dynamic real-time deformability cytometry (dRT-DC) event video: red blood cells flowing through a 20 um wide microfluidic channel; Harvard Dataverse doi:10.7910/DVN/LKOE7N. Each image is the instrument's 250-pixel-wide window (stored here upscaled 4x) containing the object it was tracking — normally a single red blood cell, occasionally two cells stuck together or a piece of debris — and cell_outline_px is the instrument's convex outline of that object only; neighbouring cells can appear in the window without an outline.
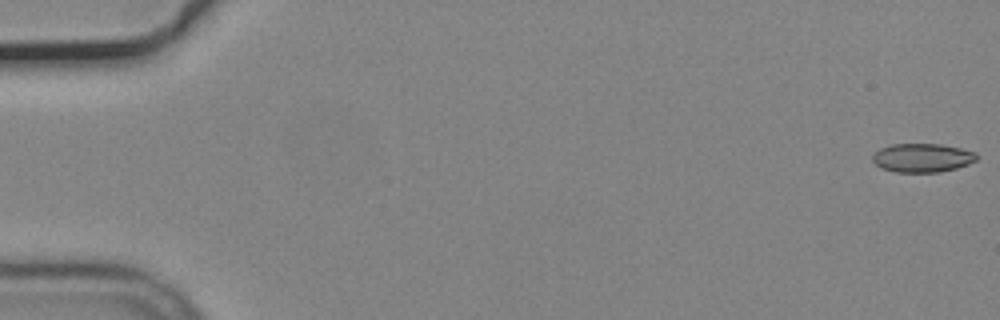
{"species": "common noctule bat (a hibernating species)", "species_latin": "Nyctalus noctula", "temperature_condition": "cold", "stored_images_in_passage": 56, "camera_frame_rate_fps": 3000, "um_per_image_px": 0.085, "animal": {"sex": "male", "body_mass_g": 19.2, "forearm_length_mm": 51.8}, "frame": {"image": 1, "passage_image": 1, "time_ms": 0.0, "image_size_px": [1000, 320], "cell_outline_px": [[976, 160], [968, 164], [956, 168], [940, 172], [896, 172], [880, 168], [872, 160], [872, 156], [880, 148], [892, 144], [940, 144], [960, 148], [976, 152]], "centroid_in_image_um": [78.38, 13.41], "position_along_channel_um": 6.6, "area_um2": 17.4}}
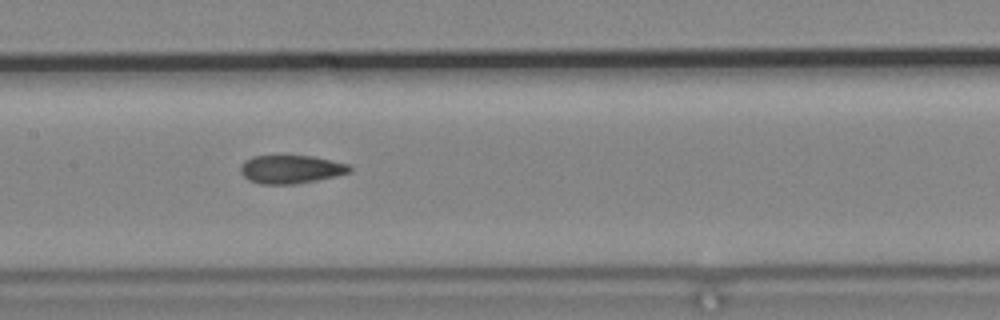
{"frame": {"image": 2, "passage_image": 28, "time_ms": 9.0, "image_size_px": [1000, 320], "cell_outline_px": [[352, 172], [336, 176], [292, 184], [260, 184], [248, 180], [240, 172], [240, 164], [244, 160], [252, 156], [312, 156], [332, 160], [348, 164], [352, 168]], "centroid_in_image_um": [24.71, 14.38], "position_along_channel_um": 182.7, "area_um2": 18.03}}
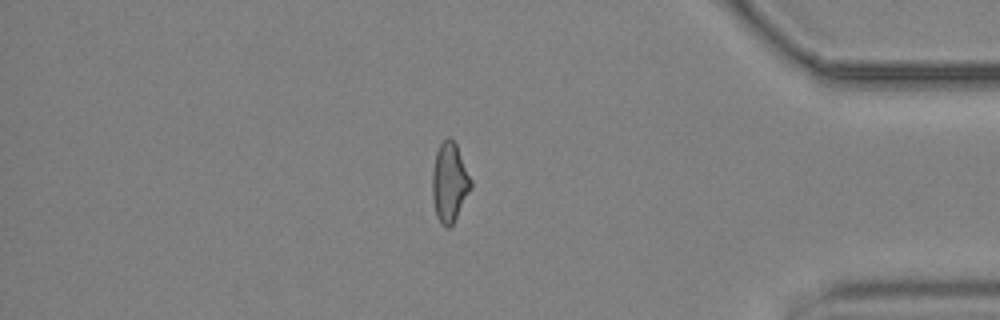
{"frame": {"image": 3, "passage_image": 48, "time_ms": 15.667, "image_size_px": [1000, 320], "cell_outline_px": [[472, 188], [452, 224], [448, 228], [444, 228], [440, 224], [436, 216], [432, 196], [432, 172], [436, 152], [440, 144], [448, 136], [456, 144], [472, 180]], "centroid_in_image_um": [38.2, 15.52], "position_along_channel_um": 397.0, "area_um2": 17.86}, "authors_computed_cell_mechanics": {"area_um2": 18.0336, "velocity_mm_per_s": 3.6953, "shape_relaxation_time_tau1_ms": null, "shape_relaxation_time_tau2_ms": 2.1562, "deformation_change_tau1": null, "deformation_change_tau2": 0.0632}}